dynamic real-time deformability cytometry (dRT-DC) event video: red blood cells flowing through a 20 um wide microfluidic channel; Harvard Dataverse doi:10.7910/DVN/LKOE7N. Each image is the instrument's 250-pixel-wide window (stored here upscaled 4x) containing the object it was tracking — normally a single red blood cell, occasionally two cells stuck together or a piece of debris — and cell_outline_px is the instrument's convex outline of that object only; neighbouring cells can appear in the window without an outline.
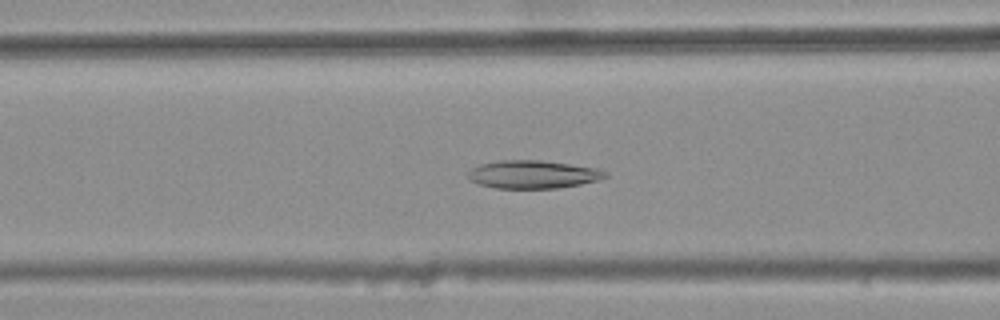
{"species": "common noctule bat (a hibernating species)", "species_latin": "Nyctalus noctula", "temperature_condition": "warm", "stored_images_in_passage": 45, "camera_frame_rate_fps": 3000, "um_per_image_px": 0.085, "animal": {"sex": "female", "body_mass_g": 25.1}, "frame": {"image": 1, "passage_image": 21, "time_ms": 6.667, "image_size_px": [1000, 320], "cell_outline_px": [[608, 176], [596, 180], [580, 184], [556, 188], [496, 188], [480, 184], [468, 180], [468, 172], [472, 168], [480, 164], [500, 160], [540, 160], [596, 168], [608, 172]], "centroid_in_image_um": [45.27, 14.82], "position_along_channel_um": 121.3, "area_um2": 22.25}}
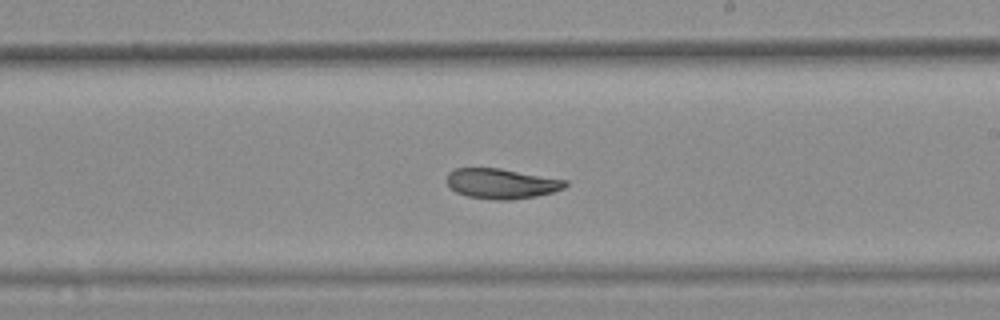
{"frame": {"image": 2, "passage_image": 31, "time_ms": 10.0, "image_size_px": [1000, 320], "cell_outline_px": [[568, 184], [564, 188], [552, 192], [536, 196], [512, 200], [496, 200], [468, 196], [456, 192], [448, 188], [444, 180], [448, 172], [452, 168], [500, 168], [568, 180]], "centroid_in_image_um": [42.57, 15.6], "position_along_channel_um": 246.4, "area_um2": 21.15}}
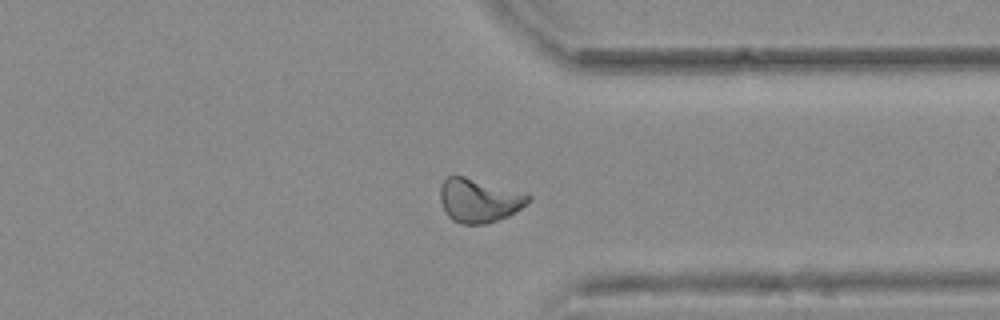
{"frame": {"image": 3, "passage_image": 41, "time_ms": 13.333, "image_size_px": [1000, 320], "cell_outline_px": [[532, 200], [528, 204], [508, 216], [488, 224], [464, 224], [452, 220], [448, 216], [440, 200], [440, 188], [444, 180], [448, 176], [464, 176], [532, 196]], "centroid_in_image_um": [40.71, 17.06], "position_along_channel_um": 370.7, "area_um2": 22.2}, "authors_computed_cell_mechanics": {"area_um2": 22.1952, "velocity_mm_per_s": 3.7653, "shape_relaxation_time_tau1_ms": null, "shape_relaxation_time_tau2_ms": 3.9278, "deformation_change_tau1": null, "deformation_change_tau2": 0.0911}}